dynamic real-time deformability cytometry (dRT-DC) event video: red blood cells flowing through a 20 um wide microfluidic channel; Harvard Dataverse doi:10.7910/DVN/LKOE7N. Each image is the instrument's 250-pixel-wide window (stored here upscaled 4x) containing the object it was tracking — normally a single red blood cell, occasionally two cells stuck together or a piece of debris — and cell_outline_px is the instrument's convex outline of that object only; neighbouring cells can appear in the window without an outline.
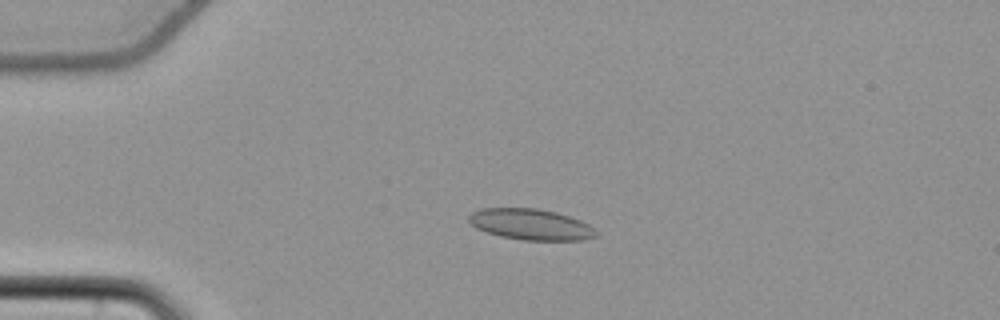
{"species": "common noctule bat (a hibernating species)", "species_latin": "Nyctalus noctula", "temperature_condition": "cold", "stored_images_in_passage": 51, "camera_frame_rate_fps": 3000, "um_per_image_px": 0.085, "animal": {"sex": "female", "body_mass_g": 22.7, "forearm_length_mm": 54.2}, "frame": {"image": 1, "passage_image": 10, "time_ms": 3.0, "image_size_px": [1000, 320], "cell_outline_px": [[596, 236], [584, 240], [524, 240], [500, 236], [476, 228], [468, 220], [468, 216], [472, 212], [480, 208], [536, 208], [556, 212], [580, 220], [588, 224], [596, 232]], "centroid_in_image_um": [45.09, 19.07], "position_along_channel_um": 39.9, "area_um2": 22.83}}
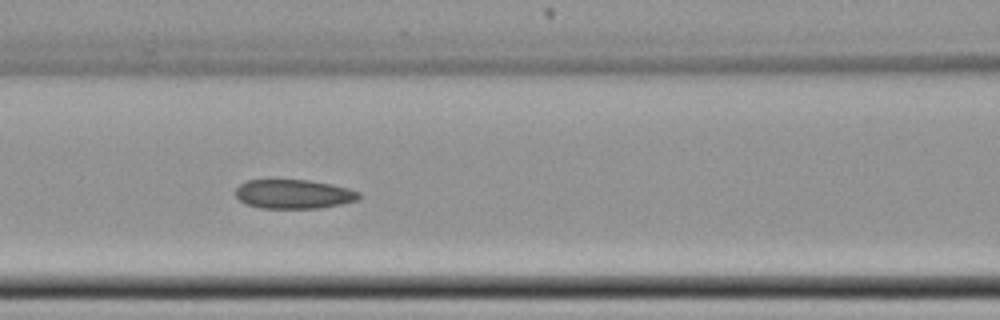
{"frame": {"image": 2, "passage_image": 21, "time_ms": 6.667, "image_size_px": [1000, 320], "cell_outline_px": [[360, 196], [356, 200], [340, 204], [320, 208], [260, 208], [248, 204], [240, 200], [236, 196], [236, 188], [240, 184], [248, 180], [308, 180], [332, 184], [348, 188], [360, 192]], "centroid_in_image_um": [24.96, 16.49], "position_along_channel_um": 141.6, "area_um2": 20.81}}
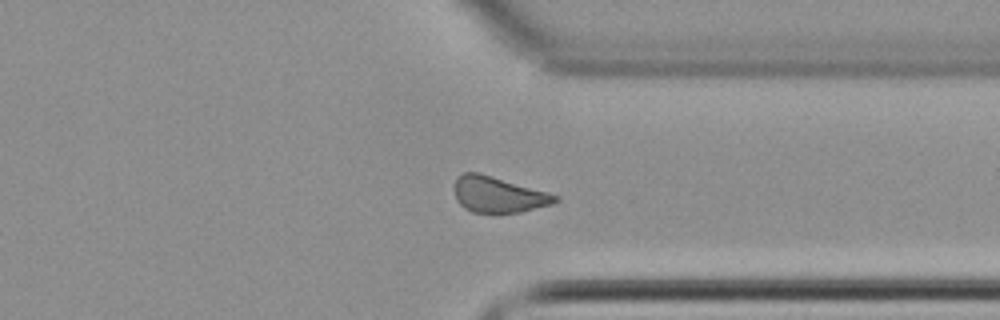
{"frame": {"image": 3, "passage_image": 39, "time_ms": 12.667, "image_size_px": [1000, 320], "cell_outline_px": [[560, 200], [552, 204], [520, 212], [496, 216], [472, 212], [464, 208], [456, 200], [452, 188], [456, 176], [464, 172], [480, 172], [548, 192], [560, 196]], "centroid_in_image_um": [42.31, 16.57], "position_along_channel_um": 369.1, "area_um2": 22.08}, "authors_computed_cell_mechanics": {"area_um2": 21.9062, "velocity_mm_per_s": 3.7908, "shape_relaxation_time_tau1_ms": null, "shape_relaxation_time_tau2_ms": 8.8733, "deformation_change_tau1": null, "deformation_change_tau2": 0.161}}